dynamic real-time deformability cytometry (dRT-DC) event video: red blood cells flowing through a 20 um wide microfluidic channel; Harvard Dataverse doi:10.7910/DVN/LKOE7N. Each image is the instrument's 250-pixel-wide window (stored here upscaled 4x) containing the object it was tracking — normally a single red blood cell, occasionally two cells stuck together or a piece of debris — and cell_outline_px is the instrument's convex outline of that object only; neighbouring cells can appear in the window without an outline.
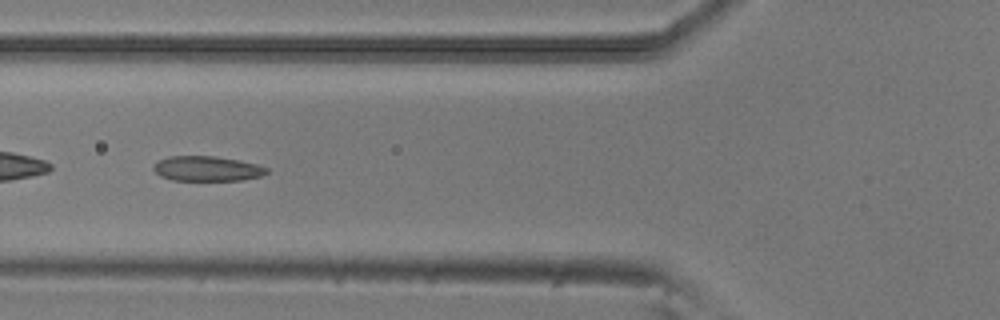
{"species": "common noctule bat (a hibernating species)", "species_latin": "Nyctalus noctula", "temperature_condition": "room temperature", "stored_images_in_passage": 6, "camera_frame_rate_fps": 3000, "um_per_image_px": 0.085, "animal": {"sex": "male", "body_mass_g": 20.5, "forearm_length_mm": 52.5}, "frame": {"image": 1, "passage_image": 6, "time_ms": 1.667, "image_size_px": [1000, 320], "cell_outline_px": [[268, 172], [260, 176], [240, 180], [172, 180], [160, 176], [152, 168], [160, 160], [168, 156], [216, 156], [240, 160], [256, 164], [268, 168]], "centroid_in_image_um": [17.6, 14.33], "position_along_channel_um": 108.2, "area_um2": 16.36}}